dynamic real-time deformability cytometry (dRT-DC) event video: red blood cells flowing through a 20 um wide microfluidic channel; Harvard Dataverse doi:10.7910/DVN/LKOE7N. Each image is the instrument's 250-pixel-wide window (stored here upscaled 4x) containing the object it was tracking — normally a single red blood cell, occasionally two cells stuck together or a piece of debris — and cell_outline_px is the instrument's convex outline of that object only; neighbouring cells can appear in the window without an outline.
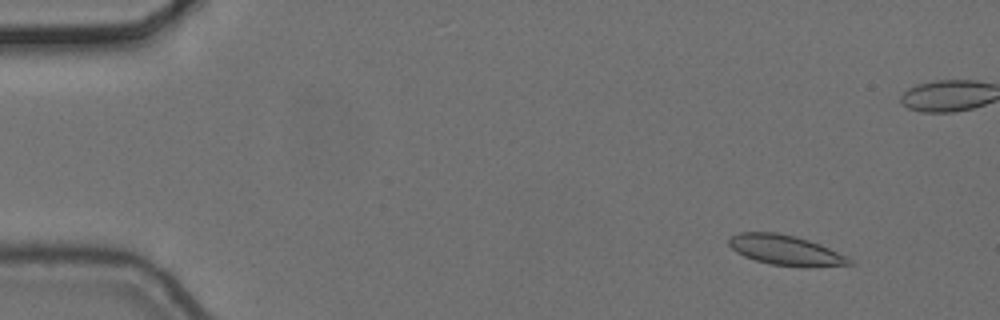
{"species": "common noctule bat (a hibernating species)", "species_latin": "Nyctalus noctula", "temperature_condition": "cold", "stored_images_in_passage": 5, "camera_frame_rate_fps": 3000, "um_per_image_px": 0.085, "animal": {"sex": "female", "body_mass_g": 24.6, "forearm_length_mm": 56.2}, "frame": {"image": 1, "passage_image": 2, "time_ms": 0.333, "image_size_px": [1000, 320], "cell_outline_px": [[856, 264], [812, 268], [768, 264], [744, 256], [736, 252], [728, 244], [728, 240], [732, 236], [740, 232], [776, 232], [796, 236], [820, 244], [852, 260]], "centroid_in_image_um": [66.78, 21.28], "position_along_channel_um": 18.2, "area_um2": 21.21}}
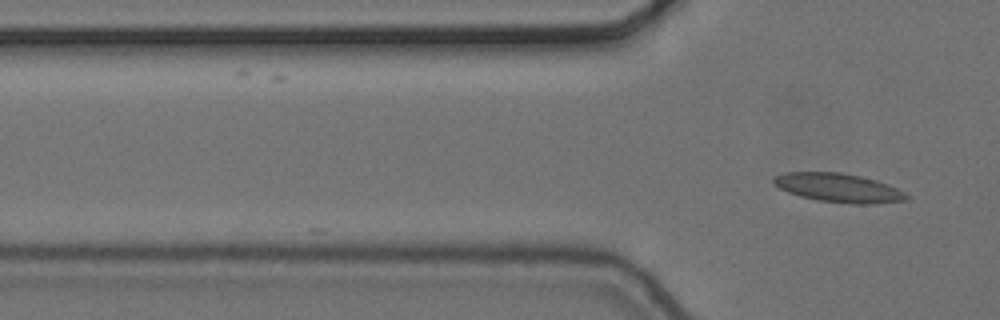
{"frame": {"image": 2, "passage_image": 5, "time_ms": 1.333, "image_size_px": [1000, 320], "cell_outline_px": [[912, 196], [908, 200], [876, 204], [852, 204], [816, 200], [800, 196], [788, 192], [772, 184], [772, 180], [776, 176], [788, 172], [840, 172], [860, 176], [876, 180], [888, 184]], "centroid_in_image_um": [71.31, 15.98], "position_along_channel_um": 54.5, "area_um2": 22.48}}